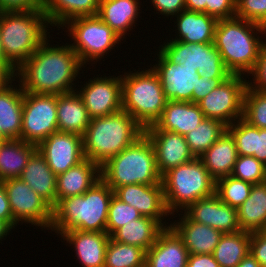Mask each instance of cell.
I'll return each instance as SVG.
<instances>
[{"label":"cell","mask_w":266,"mask_h":267,"mask_svg":"<svg viewBox=\"0 0 266 267\" xmlns=\"http://www.w3.org/2000/svg\"><path fill=\"white\" fill-rule=\"evenodd\" d=\"M49 41L46 39L17 69V80L28 93L59 95L76 91L72 82L84 65L70 44L52 47Z\"/></svg>","instance_id":"6da1fadb"},{"label":"cell","mask_w":266,"mask_h":267,"mask_svg":"<svg viewBox=\"0 0 266 267\" xmlns=\"http://www.w3.org/2000/svg\"><path fill=\"white\" fill-rule=\"evenodd\" d=\"M113 195L114 191L100 179L83 195L61 199L53 208L50 229L60 235L70 230L106 232Z\"/></svg>","instance_id":"7a4b0ae2"},{"label":"cell","mask_w":266,"mask_h":267,"mask_svg":"<svg viewBox=\"0 0 266 267\" xmlns=\"http://www.w3.org/2000/svg\"><path fill=\"white\" fill-rule=\"evenodd\" d=\"M257 31L259 34H266L265 27L236 16L218 20L214 46L222 56L225 67L232 74L247 73L249 76L254 69L261 47L266 43V39L265 42L262 41V35L257 36Z\"/></svg>","instance_id":"3957f363"},{"label":"cell","mask_w":266,"mask_h":267,"mask_svg":"<svg viewBox=\"0 0 266 267\" xmlns=\"http://www.w3.org/2000/svg\"><path fill=\"white\" fill-rule=\"evenodd\" d=\"M143 134L144 128L123 110L92 118L82 136L84 157L101 167Z\"/></svg>","instance_id":"277c9868"},{"label":"cell","mask_w":266,"mask_h":267,"mask_svg":"<svg viewBox=\"0 0 266 267\" xmlns=\"http://www.w3.org/2000/svg\"><path fill=\"white\" fill-rule=\"evenodd\" d=\"M48 24L43 10L0 12L2 49L16 70L48 38Z\"/></svg>","instance_id":"5b68a950"},{"label":"cell","mask_w":266,"mask_h":267,"mask_svg":"<svg viewBox=\"0 0 266 267\" xmlns=\"http://www.w3.org/2000/svg\"><path fill=\"white\" fill-rule=\"evenodd\" d=\"M101 179L115 191L129 184H162L149 138L143 134L133 144L101 166Z\"/></svg>","instance_id":"8992f818"},{"label":"cell","mask_w":266,"mask_h":267,"mask_svg":"<svg viewBox=\"0 0 266 267\" xmlns=\"http://www.w3.org/2000/svg\"><path fill=\"white\" fill-rule=\"evenodd\" d=\"M150 68L120 75L122 110L129 113L144 129L156 123L168 101L158 74Z\"/></svg>","instance_id":"52a82bcc"},{"label":"cell","mask_w":266,"mask_h":267,"mask_svg":"<svg viewBox=\"0 0 266 267\" xmlns=\"http://www.w3.org/2000/svg\"><path fill=\"white\" fill-rule=\"evenodd\" d=\"M168 211L185 210L191 203L215 193V181L199 158L170 169L162 176ZM179 208V209H178Z\"/></svg>","instance_id":"ba28073f"},{"label":"cell","mask_w":266,"mask_h":267,"mask_svg":"<svg viewBox=\"0 0 266 267\" xmlns=\"http://www.w3.org/2000/svg\"><path fill=\"white\" fill-rule=\"evenodd\" d=\"M62 27H67L71 48L84 66L102 59L122 39L97 15L73 18Z\"/></svg>","instance_id":"9c48e42d"},{"label":"cell","mask_w":266,"mask_h":267,"mask_svg":"<svg viewBox=\"0 0 266 267\" xmlns=\"http://www.w3.org/2000/svg\"><path fill=\"white\" fill-rule=\"evenodd\" d=\"M164 45V46H163ZM159 51L172 63L184 65L208 78H228L232 73L225 67L214 42L188 43L176 40L165 42Z\"/></svg>","instance_id":"30bf717a"},{"label":"cell","mask_w":266,"mask_h":267,"mask_svg":"<svg viewBox=\"0 0 266 267\" xmlns=\"http://www.w3.org/2000/svg\"><path fill=\"white\" fill-rule=\"evenodd\" d=\"M57 131V95L24 92L20 139L38 146Z\"/></svg>","instance_id":"8fae6325"},{"label":"cell","mask_w":266,"mask_h":267,"mask_svg":"<svg viewBox=\"0 0 266 267\" xmlns=\"http://www.w3.org/2000/svg\"><path fill=\"white\" fill-rule=\"evenodd\" d=\"M232 74L197 104L205 118L217 119L229 126L243 118L244 94L247 80Z\"/></svg>","instance_id":"7c38bea8"},{"label":"cell","mask_w":266,"mask_h":267,"mask_svg":"<svg viewBox=\"0 0 266 267\" xmlns=\"http://www.w3.org/2000/svg\"><path fill=\"white\" fill-rule=\"evenodd\" d=\"M9 200L13 220L50 230L53 208L20 178L2 181ZM23 221V222H22Z\"/></svg>","instance_id":"4fadbf2b"},{"label":"cell","mask_w":266,"mask_h":267,"mask_svg":"<svg viewBox=\"0 0 266 267\" xmlns=\"http://www.w3.org/2000/svg\"><path fill=\"white\" fill-rule=\"evenodd\" d=\"M110 77L90 78L88 83L86 82V85L77 91L91 119L112 115L122 110L121 77Z\"/></svg>","instance_id":"5bb4252c"},{"label":"cell","mask_w":266,"mask_h":267,"mask_svg":"<svg viewBox=\"0 0 266 267\" xmlns=\"http://www.w3.org/2000/svg\"><path fill=\"white\" fill-rule=\"evenodd\" d=\"M37 149L56 176L85 159L82 136L78 134L57 131L43 140Z\"/></svg>","instance_id":"9a60e30c"},{"label":"cell","mask_w":266,"mask_h":267,"mask_svg":"<svg viewBox=\"0 0 266 267\" xmlns=\"http://www.w3.org/2000/svg\"><path fill=\"white\" fill-rule=\"evenodd\" d=\"M114 195L122 202L137 209L142 216L156 220L164 228L170 226L163 221L165 217L171 215L166 207L163 184L124 185L118 187L114 191Z\"/></svg>","instance_id":"2e32d148"},{"label":"cell","mask_w":266,"mask_h":267,"mask_svg":"<svg viewBox=\"0 0 266 267\" xmlns=\"http://www.w3.org/2000/svg\"><path fill=\"white\" fill-rule=\"evenodd\" d=\"M158 63L152 67L158 74L164 95L168 101L192 102L199 73L193 68L170 62L160 51Z\"/></svg>","instance_id":"e0dca14e"},{"label":"cell","mask_w":266,"mask_h":267,"mask_svg":"<svg viewBox=\"0 0 266 267\" xmlns=\"http://www.w3.org/2000/svg\"><path fill=\"white\" fill-rule=\"evenodd\" d=\"M184 213L192 221L210 226L223 234L241 230L237 209L222 202L215 193L191 203Z\"/></svg>","instance_id":"ac0fdd59"},{"label":"cell","mask_w":266,"mask_h":267,"mask_svg":"<svg viewBox=\"0 0 266 267\" xmlns=\"http://www.w3.org/2000/svg\"><path fill=\"white\" fill-rule=\"evenodd\" d=\"M144 134L153 146L157 170L161 176L170 169L196 158L190 151L185 137L178 133L165 130H144Z\"/></svg>","instance_id":"d6986e66"},{"label":"cell","mask_w":266,"mask_h":267,"mask_svg":"<svg viewBox=\"0 0 266 267\" xmlns=\"http://www.w3.org/2000/svg\"><path fill=\"white\" fill-rule=\"evenodd\" d=\"M189 253L182 238L171 227H165L156 242L146 251L145 267H186Z\"/></svg>","instance_id":"ffe728a7"},{"label":"cell","mask_w":266,"mask_h":267,"mask_svg":"<svg viewBox=\"0 0 266 267\" xmlns=\"http://www.w3.org/2000/svg\"><path fill=\"white\" fill-rule=\"evenodd\" d=\"M204 118L196 103L167 101L160 118L144 130H165L184 136L194 130Z\"/></svg>","instance_id":"44dd1931"},{"label":"cell","mask_w":266,"mask_h":267,"mask_svg":"<svg viewBox=\"0 0 266 267\" xmlns=\"http://www.w3.org/2000/svg\"><path fill=\"white\" fill-rule=\"evenodd\" d=\"M61 237L75 248L76 257L83 267H104L106 248L110 241L107 232L70 230Z\"/></svg>","instance_id":"7402d4cb"},{"label":"cell","mask_w":266,"mask_h":267,"mask_svg":"<svg viewBox=\"0 0 266 267\" xmlns=\"http://www.w3.org/2000/svg\"><path fill=\"white\" fill-rule=\"evenodd\" d=\"M170 226L182 238L189 255L213 254L223 233L205 224L192 221L185 213Z\"/></svg>","instance_id":"603a6c76"},{"label":"cell","mask_w":266,"mask_h":267,"mask_svg":"<svg viewBox=\"0 0 266 267\" xmlns=\"http://www.w3.org/2000/svg\"><path fill=\"white\" fill-rule=\"evenodd\" d=\"M101 179V167L89 159L57 175L56 204L63 198L83 195Z\"/></svg>","instance_id":"cb8c5ba5"},{"label":"cell","mask_w":266,"mask_h":267,"mask_svg":"<svg viewBox=\"0 0 266 267\" xmlns=\"http://www.w3.org/2000/svg\"><path fill=\"white\" fill-rule=\"evenodd\" d=\"M238 154L236 143L231 133L226 130L218 140L198 157L211 178L217 180L231 175Z\"/></svg>","instance_id":"d4e9b609"},{"label":"cell","mask_w":266,"mask_h":267,"mask_svg":"<svg viewBox=\"0 0 266 267\" xmlns=\"http://www.w3.org/2000/svg\"><path fill=\"white\" fill-rule=\"evenodd\" d=\"M52 208L56 206L57 176L38 149L31 155L20 177Z\"/></svg>","instance_id":"484cf974"},{"label":"cell","mask_w":266,"mask_h":267,"mask_svg":"<svg viewBox=\"0 0 266 267\" xmlns=\"http://www.w3.org/2000/svg\"><path fill=\"white\" fill-rule=\"evenodd\" d=\"M177 17V37L172 40L207 44L214 42L218 20L206 13L183 10ZM179 36V37H178Z\"/></svg>","instance_id":"4316f807"},{"label":"cell","mask_w":266,"mask_h":267,"mask_svg":"<svg viewBox=\"0 0 266 267\" xmlns=\"http://www.w3.org/2000/svg\"><path fill=\"white\" fill-rule=\"evenodd\" d=\"M90 120L88 111L77 90L57 95L58 131L83 136Z\"/></svg>","instance_id":"83f0119b"},{"label":"cell","mask_w":266,"mask_h":267,"mask_svg":"<svg viewBox=\"0 0 266 267\" xmlns=\"http://www.w3.org/2000/svg\"><path fill=\"white\" fill-rule=\"evenodd\" d=\"M10 84L0 89V133L5 139H20L23 116V89Z\"/></svg>","instance_id":"f1b7e54d"},{"label":"cell","mask_w":266,"mask_h":267,"mask_svg":"<svg viewBox=\"0 0 266 267\" xmlns=\"http://www.w3.org/2000/svg\"><path fill=\"white\" fill-rule=\"evenodd\" d=\"M139 3L138 0H100L97 16L124 38L136 24L141 7Z\"/></svg>","instance_id":"f546056e"},{"label":"cell","mask_w":266,"mask_h":267,"mask_svg":"<svg viewBox=\"0 0 266 267\" xmlns=\"http://www.w3.org/2000/svg\"><path fill=\"white\" fill-rule=\"evenodd\" d=\"M227 130L234 137L239 156H253L266 165V128L252 126L241 118Z\"/></svg>","instance_id":"4dcf8cb0"},{"label":"cell","mask_w":266,"mask_h":267,"mask_svg":"<svg viewBox=\"0 0 266 267\" xmlns=\"http://www.w3.org/2000/svg\"><path fill=\"white\" fill-rule=\"evenodd\" d=\"M242 231H266V181L252 185L250 196L237 209Z\"/></svg>","instance_id":"1f68e13d"},{"label":"cell","mask_w":266,"mask_h":267,"mask_svg":"<svg viewBox=\"0 0 266 267\" xmlns=\"http://www.w3.org/2000/svg\"><path fill=\"white\" fill-rule=\"evenodd\" d=\"M100 0H43L48 23L59 28L76 17L97 15Z\"/></svg>","instance_id":"d6a6232c"},{"label":"cell","mask_w":266,"mask_h":267,"mask_svg":"<svg viewBox=\"0 0 266 267\" xmlns=\"http://www.w3.org/2000/svg\"><path fill=\"white\" fill-rule=\"evenodd\" d=\"M37 145L21 139H6L0 143V182L19 178Z\"/></svg>","instance_id":"836d02e7"},{"label":"cell","mask_w":266,"mask_h":267,"mask_svg":"<svg viewBox=\"0 0 266 267\" xmlns=\"http://www.w3.org/2000/svg\"><path fill=\"white\" fill-rule=\"evenodd\" d=\"M164 227L156 220L142 216L118 228L110 237L117 242L140 247L147 251Z\"/></svg>","instance_id":"e575fe53"},{"label":"cell","mask_w":266,"mask_h":267,"mask_svg":"<svg viewBox=\"0 0 266 267\" xmlns=\"http://www.w3.org/2000/svg\"><path fill=\"white\" fill-rule=\"evenodd\" d=\"M251 233H225L220 238L213 256L220 267H236L250 251Z\"/></svg>","instance_id":"d590c367"},{"label":"cell","mask_w":266,"mask_h":267,"mask_svg":"<svg viewBox=\"0 0 266 267\" xmlns=\"http://www.w3.org/2000/svg\"><path fill=\"white\" fill-rule=\"evenodd\" d=\"M227 125L217 119L204 118L192 131L184 135L192 154L198 158L225 133Z\"/></svg>","instance_id":"8d00e7d4"},{"label":"cell","mask_w":266,"mask_h":267,"mask_svg":"<svg viewBox=\"0 0 266 267\" xmlns=\"http://www.w3.org/2000/svg\"><path fill=\"white\" fill-rule=\"evenodd\" d=\"M145 255L144 249L114 241L110 237L104 267H145Z\"/></svg>","instance_id":"74e56055"},{"label":"cell","mask_w":266,"mask_h":267,"mask_svg":"<svg viewBox=\"0 0 266 267\" xmlns=\"http://www.w3.org/2000/svg\"><path fill=\"white\" fill-rule=\"evenodd\" d=\"M252 185L229 175L215 182V194L222 202L238 209L250 196Z\"/></svg>","instance_id":"f35d334b"},{"label":"cell","mask_w":266,"mask_h":267,"mask_svg":"<svg viewBox=\"0 0 266 267\" xmlns=\"http://www.w3.org/2000/svg\"><path fill=\"white\" fill-rule=\"evenodd\" d=\"M243 119L250 125L266 128V92L251 89L244 94Z\"/></svg>","instance_id":"ab89813d"},{"label":"cell","mask_w":266,"mask_h":267,"mask_svg":"<svg viewBox=\"0 0 266 267\" xmlns=\"http://www.w3.org/2000/svg\"><path fill=\"white\" fill-rule=\"evenodd\" d=\"M140 217L142 215L137 209L113 195L109 204L106 232L111 236L118 228Z\"/></svg>","instance_id":"60d3db41"},{"label":"cell","mask_w":266,"mask_h":267,"mask_svg":"<svg viewBox=\"0 0 266 267\" xmlns=\"http://www.w3.org/2000/svg\"><path fill=\"white\" fill-rule=\"evenodd\" d=\"M231 175L245 182L256 184L266 181V165L253 156H239Z\"/></svg>","instance_id":"b9f144b4"},{"label":"cell","mask_w":266,"mask_h":267,"mask_svg":"<svg viewBox=\"0 0 266 267\" xmlns=\"http://www.w3.org/2000/svg\"><path fill=\"white\" fill-rule=\"evenodd\" d=\"M235 16L266 28V0H236Z\"/></svg>","instance_id":"7bdbcfd3"},{"label":"cell","mask_w":266,"mask_h":267,"mask_svg":"<svg viewBox=\"0 0 266 267\" xmlns=\"http://www.w3.org/2000/svg\"><path fill=\"white\" fill-rule=\"evenodd\" d=\"M236 0H207L206 14L217 20L235 17Z\"/></svg>","instance_id":"ee69618b"},{"label":"cell","mask_w":266,"mask_h":267,"mask_svg":"<svg viewBox=\"0 0 266 267\" xmlns=\"http://www.w3.org/2000/svg\"><path fill=\"white\" fill-rule=\"evenodd\" d=\"M251 74L254 76L253 82L248 80L247 85L251 89L266 92V43L261 47L259 58L249 75Z\"/></svg>","instance_id":"f6af8a7d"},{"label":"cell","mask_w":266,"mask_h":267,"mask_svg":"<svg viewBox=\"0 0 266 267\" xmlns=\"http://www.w3.org/2000/svg\"><path fill=\"white\" fill-rule=\"evenodd\" d=\"M43 10V0H0V12Z\"/></svg>","instance_id":"bcb514c9"},{"label":"cell","mask_w":266,"mask_h":267,"mask_svg":"<svg viewBox=\"0 0 266 267\" xmlns=\"http://www.w3.org/2000/svg\"><path fill=\"white\" fill-rule=\"evenodd\" d=\"M249 252L261 267H266V231L251 233Z\"/></svg>","instance_id":"7dc6e473"},{"label":"cell","mask_w":266,"mask_h":267,"mask_svg":"<svg viewBox=\"0 0 266 267\" xmlns=\"http://www.w3.org/2000/svg\"><path fill=\"white\" fill-rule=\"evenodd\" d=\"M227 78H208L205 76L197 77L196 89H193L192 103H198L206 95H208L213 89H215L221 82Z\"/></svg>","instance_id":"c3c4849f"},{"label":"cell","mask_w":266,"mask_h":267,"mask_svg":"<svg viewBox=\"0 0 266 267\" xmlns=\"http://www.w3.org/2000/svg\"><path fill=\"white\" fill-rule=\"evenodd\" d=\"M153 7L156 9V13L164 16H171L178 15L183 10L186 9L185 7V0H151Z\"/></svg>","instance_id":"681fc988"},{"label":"cell","mask_w":266,"mask_h":267,"mask_svg":"<svg viewBox=\"0 0 266 267\" xmlns=\"http://www.w3.org/2000/svg\"><path fill=\"white\" fill-rule=\"evenodd\" d=\"M0 220L6 221L13 229L17 226L13 220L9 200L2 182H0Z\"/></svg>","instance_id":"f907efd6"},{"label":"cell","mask_w":266,"mask_h":267,"mask_svg":"<svg viewBox=\"0 0 266 267\" xmlns=\"http://www.w3.org/2000/svg\"><path fill=\"white\" fill-rule=\"evenodd\" d=\"M186 267H220L213 254L189 255Z\"/></svg>","instance_id":"816d5d0a"},{"label":"cell","mask_w":266,"mask_h":267,"mask_svg":"<svg viewBox=\"0 0 266 267\" xmlns=\"http://www.w3.org/2000/svg\"><path fill=\"white\" fill-rule=\"evenodd\" d=\"M16 72L9 62H0V89L7 88L15 81Z\"/></svg>","instance_id":"f5cc1de1"},{"label":"cell","mask_w":266,"mask_h":267,"mask_svg":"<svg viewBox=\"0 0 266 267\" xmlns=\"http://www.w3.org/2000/svg\"><path fill=\"white\" fill-rule=\"evenodd\" d=\"M207 0H185L186 10L206 13Z\"/></svg>","instance_id":"db71d44e"},{"label":"cell","mask_w":266,"mask_h":267,"mask_svg":"<svg viewBox=\"0 0 266 267\" xmlns=\"http://www.w3.org/2000/svg\"><path fill=\"white\" fill-rule=\"evenodd\" d=\"M236 267H261V265L249 252Z\"/></svg>","instance_id":"11a10c76"},{"label":"cell","mask_w":266,"mask_h":267,"mask_svg":"<svg viewBox=\"0 0 266 267\" xmlns=\"http://www.w3.org/2000/svg\"><path fill=\"white\" fill-rule=\"evenodd\" d=\"M13 229L6 221L0 220V240L4 239Z\"/></svg>","instance_id":"9f6ffc18"},{"label":"cell","mask_w":266,"mask_h":267,"mask_svg":"<svg viewBox=\"0 0 266 267\" xmlns=\"http://www.w3.org/2000/svg\"><path fill=\"white\" fill-rule=\"evenodd\" d=\"M0 62H8L4 56V52L2 49L1 37H0Z\"/></svg>","instance_id":"6f0895ef"},{"label":"cell","mask_w":266,"mask_h":267,"mask_svg":"<svg viewBox=\"0 0 266 267\" xmlns=\"http://www.w3.org/2000/svg\"><path fill=\"white\" fill-rule=\"evenodd\" d=\"M6 139L1 135V133H0V143L1 142H3V141H5Z\"/></svg>","instance_id":"680465c9"}]
</instances>
